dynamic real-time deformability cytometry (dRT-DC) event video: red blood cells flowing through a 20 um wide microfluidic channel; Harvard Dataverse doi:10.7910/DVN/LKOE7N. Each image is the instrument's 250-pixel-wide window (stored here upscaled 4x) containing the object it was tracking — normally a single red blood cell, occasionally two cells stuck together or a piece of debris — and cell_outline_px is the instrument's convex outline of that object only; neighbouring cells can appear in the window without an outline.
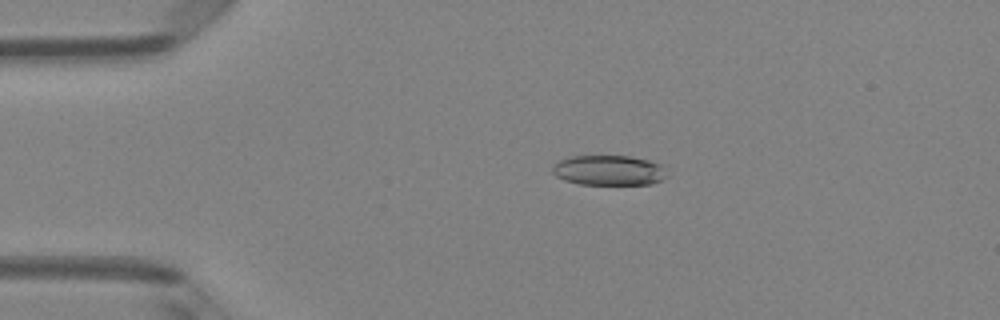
{"species": "Egyptian fruit bat (a non-hibernating species)", "species_latin": "Rousettus aegyptiacus", "temperature_condition": "room temperature", "stored_images_in_passage": 2, "camera_frame_rate_fps": 3000, "um_per_image_px": 0.085, "animal": {"sex": "female"}, "frame": {"image": 1, "passage_image": 1, "time_ms": 0.0, "image_size_px": [1000, 320], "cell_outline_px": [[668, 176], [652, 184], [580, 184], [564, 180], [556, 176], [552, 172], [552, 164], [560, 160], [572, 156], [628, 156], [648, 160], [660, 164]], "centroid_in_image_um": [51.72, 14.48], "position_along_channel_um": 33.3, "area_um2": 20.0}}